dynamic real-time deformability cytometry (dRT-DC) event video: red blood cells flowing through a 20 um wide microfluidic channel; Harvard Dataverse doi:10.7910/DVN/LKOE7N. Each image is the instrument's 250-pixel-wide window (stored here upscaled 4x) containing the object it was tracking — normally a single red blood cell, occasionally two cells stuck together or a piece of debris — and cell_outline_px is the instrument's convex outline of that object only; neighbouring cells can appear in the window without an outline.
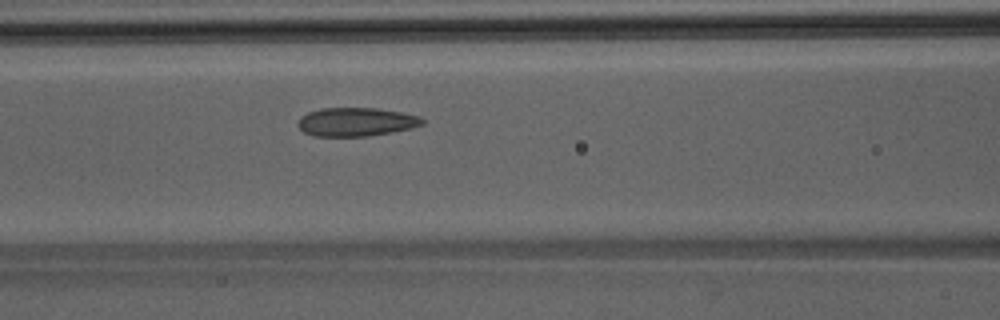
{"species": "Egyptian fruit bat (a non-hibernating species)", "species_latin": "Rousettus aegyptiacus", "temperature_condition": "room temperature", "stored_images_in_passage": 43, "camera_frame_rate_fps": 3000, "um_per_image_px": 0.085, "animal": {"sex": "male"}, "frame": {"image": 1, "passage_image": 15, "time_ms": 4.667, "image_size_px": [1000, 320], "cell_outline_px": [[424, 124], [412, 128], [392, 132], [368, 136], [312, 136], [304, 132], [296, 124], [300, 116], [308, 112], [320, 108], [376, 108], [400, 112], [420, 116], [424, 120]], "centroid_in_image_um": [30.25, 10.36], "position_along_channel_um": 136.4, "area_um2": 20.87}}
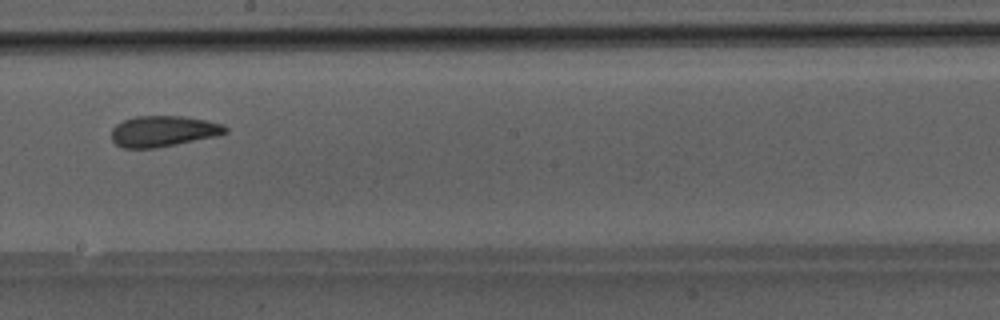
{"frame": {"image": 2, "passage_image": 22, "time_ms": 7.0, "image_size_px": [1000, 320], "cell_outline_px": [[228, 132], [216, 136], [156, 148], [120, 148], [112, 140], [112, 128], [116, 124], [124, 120], [136, 116], [184, 116], [224, 124], [228, 128]], "centroid_in_image_um": [13.87, 11.15], "position_along_channel_um": 234.3, "area_um2": 20.52}}
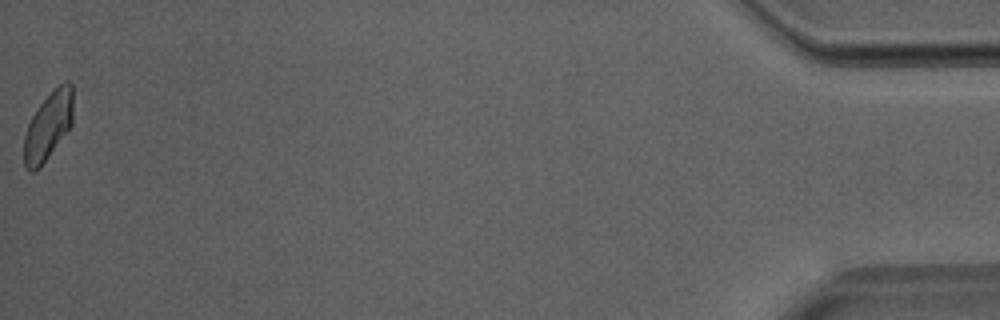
{"frame": {"image": 3, "passage_image": 43, "time_ms": 14.0, "image_size_px": [1000, 320], "cell_outline_px": [[72, 124], [40, 168], [32, 172], [24, 164], [24, 136], [28, 124], [36, 108], [64, 80], [68, 80], [72, 84]], "centroid_in_image_um": [4.09, 10.71], "position_along_channel_um": 431.1, "area_um2": 19.13}}